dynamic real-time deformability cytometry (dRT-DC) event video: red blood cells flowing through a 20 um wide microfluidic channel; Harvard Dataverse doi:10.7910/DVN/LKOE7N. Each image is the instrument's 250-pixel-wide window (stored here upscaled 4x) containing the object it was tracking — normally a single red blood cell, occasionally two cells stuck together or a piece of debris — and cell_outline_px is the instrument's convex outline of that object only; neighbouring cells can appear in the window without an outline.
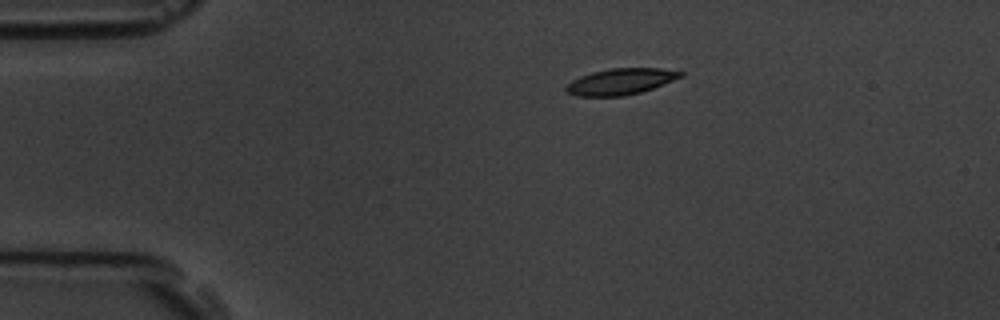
{"species": "common noctule bat (a hibernating species)", "species_latin": "Nyctalus noctula", "temperature_condition": "room temperature", "stored_images_in_passage": 7, "camera_frame_rate_fps": 3000, "um_per_image_px": 0.085, "animal": {"sex": "male", "body_mass_g": 19.5, "forearm_length_mm": 54.6}, "frame": {"image": 1, "passage_image": 1, "time_ms": 0.0, "image_size_px": [1000, 320], "cell_outline_px": [[684, 76], [652, 88], [640, 92], [624, 96], [576, 96], [564, 92], [564, 88], [572, 80], [580, 76], [592, 72], [608, 68], [660, 68], [684, 72]], "centroid_in_image_um": [52.72, 6.93], "position_along_channel_um": 32.3, "area_um2": 17.51}}
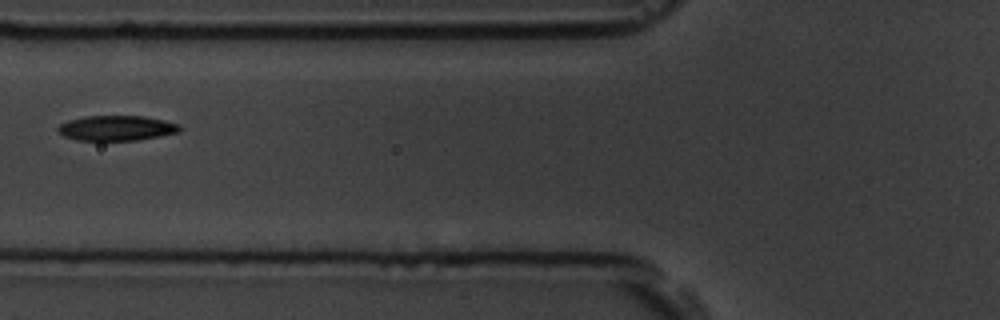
{"frame": {"image": 2, "passage_image": 4, "time_ms": 3.667, "image_size_px": [1000, 320], "cell_outline_px": [[184, 128], [180, 132], [160, 136], [136, 140], [76, 140], [64, 136], [56, 128], [60, 124], [68, 120], [84, 116], [144, 116], [164, 120], [180, 124]], "centroid_in_image_um": [9.95, 10.88], "position_along_channel_um": 115.9, "area_um2": 17.92}}
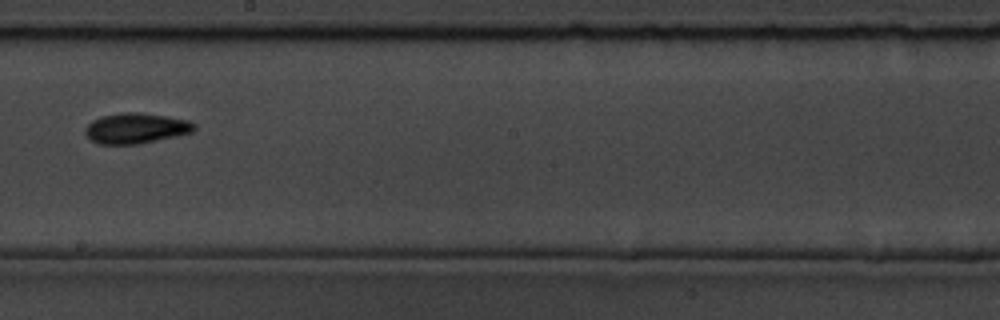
{"frame": {"image": 3, "passage_image": 7, "time_ms": 7.0, "image_size_px": [1000, 320], "cell_outline_px": [[196, 128], [192, 132], [156, 140], [136, 144], [100, 144], [92, 140], [84, 132], [84, 128], [92, 120], [100, 116], [124, 112], [140, 112], [168, 116], [188, 120], [196, 124]], "centroid_in_image_um": [11.54, 10.88], "position_along_channel_um": 236.7, "area_um2": 19.31}}